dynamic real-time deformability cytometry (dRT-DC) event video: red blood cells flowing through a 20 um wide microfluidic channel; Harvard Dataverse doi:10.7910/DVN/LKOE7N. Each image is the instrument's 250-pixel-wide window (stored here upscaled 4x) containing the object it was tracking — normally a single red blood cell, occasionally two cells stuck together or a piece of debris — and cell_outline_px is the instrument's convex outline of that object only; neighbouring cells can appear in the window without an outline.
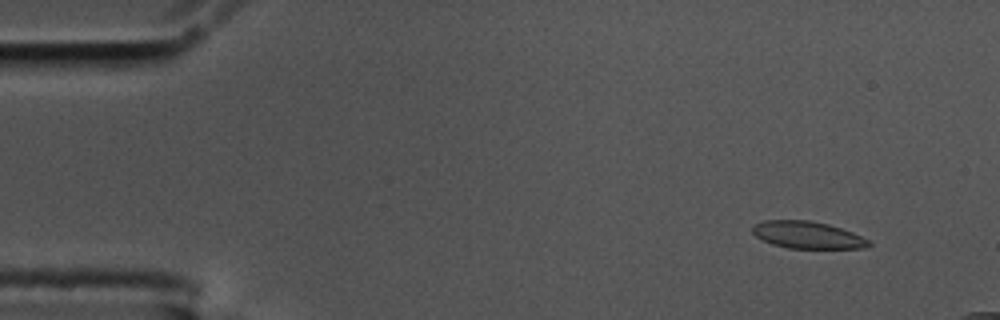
{"species": "common noctule bat (a hibernating species)", "species_latin": "Nyctalus noctula", "temperature_condition": "cold", "stored_images_in_passage": 15, "camera_frame_rate_fps": 3000, "um_per_image_px": 0.085, "animal": {"sex": "male", "body_mass_g": 17.5, "forearm_length_mm": 52.3}, "frame": {"image": 1, "passage_image": 5, "time_ms": 1.333, "image_size_px": [1000, 320], "cell_outline_px": [[872, 244], [864, 248], [788, 248], [772, 244], [756, 236], [752, 232], [752, 228], [756, 224], [764, 220], [808, 220], [828, 224], [852, 232], [868, 240]], "centroid_in_image_um": [68.62, 19.97], "position_along_channel_um": 16.4, "area_um2": 18.15}}